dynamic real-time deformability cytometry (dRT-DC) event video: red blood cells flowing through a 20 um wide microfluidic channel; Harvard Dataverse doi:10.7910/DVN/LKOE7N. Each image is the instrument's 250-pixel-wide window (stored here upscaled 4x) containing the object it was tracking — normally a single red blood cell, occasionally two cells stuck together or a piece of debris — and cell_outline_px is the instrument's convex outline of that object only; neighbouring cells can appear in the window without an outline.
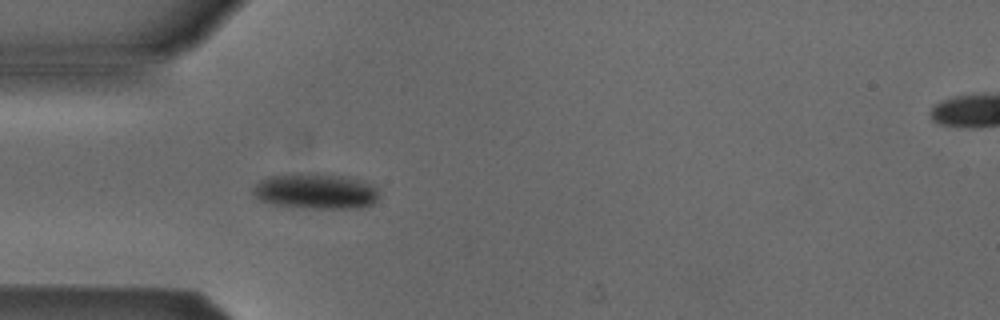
{"species": "Egyptian fruit bat (a non-hibernating species)", "species_latin": "Rousettus aegyptiacus", "temperature_condition": "cold", "stored_images_in_passage": 6, "segment_of_instrument_passage": [1, 2], "camera_frame_rate_fps": 3000, "um_per_image_px": 0.085, "animal": {"sex": "male"}, "frame": {"image": 1, "passage_image": 5, "time_ms": 5.0, "image_size_px": [1000, 320], "cell_outline_px": [[380, 192], [376, 200], [372, 204], [364, 208], [308, 208], [276, 204], [260, 200], [252, 192], [252, 188], [260, 180], [268, 176], [296, 172], [316, 172], [344, 176], [364, 180], [372, 184]], "centroid_in_image_um": [26.86, 16.22], "position_along_channel_um": 58.1, "area_um2": 26.59}}